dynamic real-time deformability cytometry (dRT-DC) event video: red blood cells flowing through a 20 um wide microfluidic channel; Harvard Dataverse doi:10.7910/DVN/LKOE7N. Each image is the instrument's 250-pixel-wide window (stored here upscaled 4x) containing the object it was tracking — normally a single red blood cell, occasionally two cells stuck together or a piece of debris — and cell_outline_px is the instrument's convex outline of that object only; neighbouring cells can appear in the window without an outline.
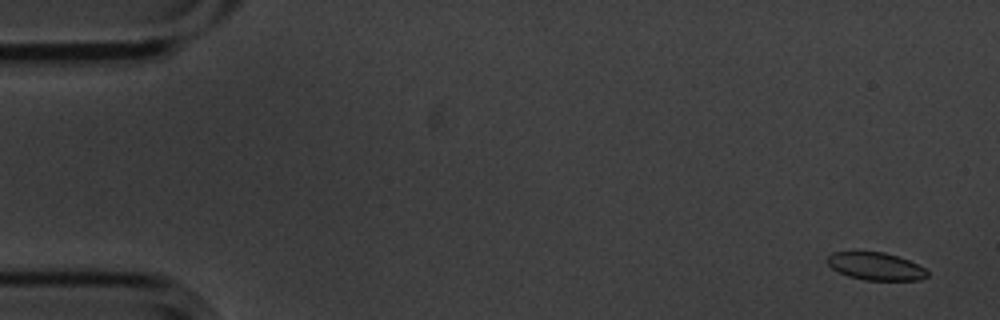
{"species": "common noctule bat (a hibernating species)", "species_latin": "Nyctalus noctula", "temperature_condition": "cold", "stored_images_in_passage": 5, "camera_frame_rate_fps": 3000, "um_per_image_px": 0.085, "animal": {"sex": "male", "body_mass_g": 20.1, "forearm_length_mm": 53.5}, "frame": {"image": 1, "passage_image": 1, "time_ms": 0.0, "image_size_px": [1000, 320], "cell_outline_px": [[928, 276], [920, 280], [864, 280], [848, 276], [832, 268], [828, 264], [828, 256], [832, 252], [884, 252], [908, 260], [924, 268], [928, 272]], "centroid_in_image_um": [74.44, 22.64], "position_along_channel_um": 10.6, "area_um2": 15.9}}
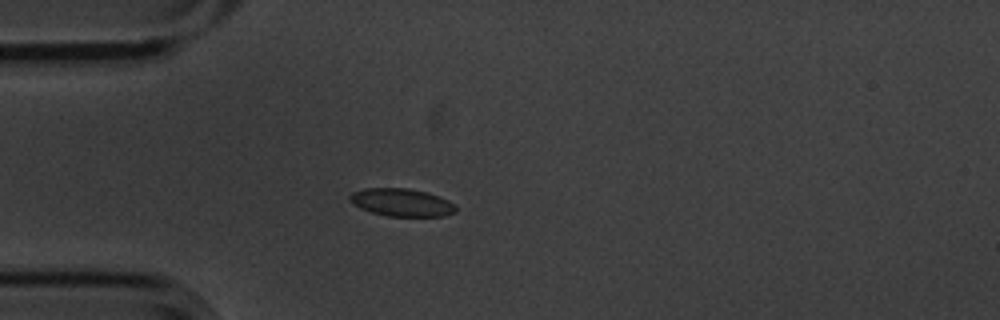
{"frame": {"image": 2, "passage_image": 5, "time_ms": 1.333, "image_size_px": [1000, 320], "cell_outline_px": [[456, 212], [444, 216], [388, 216], [372, 212], [360, 208], [348, 200], [348, 196], [352, 192], [364, 188], [408, 188], [440, 196], [448, 200], [456, 208]], "centroid_in_image_um": [34.11, 17.2], "position_along_channel_um": 50.9, "area_um2": 17.11}}